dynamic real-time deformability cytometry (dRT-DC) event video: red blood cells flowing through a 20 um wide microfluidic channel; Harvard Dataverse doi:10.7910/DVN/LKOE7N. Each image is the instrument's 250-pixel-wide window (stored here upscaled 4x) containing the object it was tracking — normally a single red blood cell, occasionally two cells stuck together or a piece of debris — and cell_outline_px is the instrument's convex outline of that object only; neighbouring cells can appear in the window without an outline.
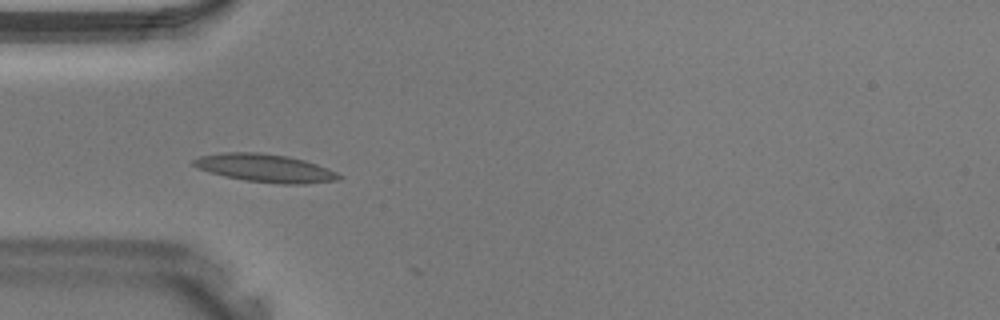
{"species": "Egyptian fruit bat (a non-hibernating species)", "species_latin": "Rousettus aegyptiacus", "temperature_condition": "warm", "stored_images_in_passage": 4, "camera_frame_rate_fps": 3000, "um_per_image_px": 0.085, "animal": {"sex": "male"}, "frame": {"image": 1, "passage_image": 1, "time_ms": 0.0, "image_size_px": [1000, 320], "cell_outline_px": [[344, 176], [336, 180], [304, 184], [280, 184], [244, 180], [224, 176], [200, 168], [192, 164], [192, 160], [200, 156], [224, 152], [260, 152], [288, 156], [304, 160], [328, 168]], "centroid_in_image_um": [22.56, 14.28], "position_along_channel_um": 62.4, "area_um2": 23.64}}
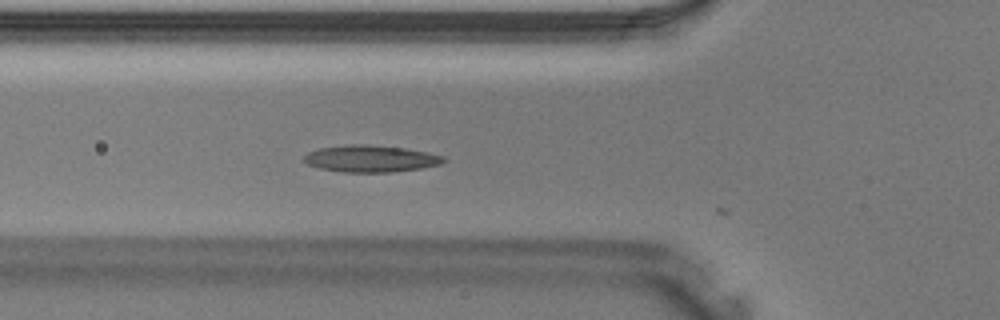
{"frame": {"image": 2, "passage_image": 3, "time_ms": 0.667, "image_size_px": [1000, 320], "cell_outline_px": [[448, 160], [440, 164], [420, 168], [392, 172], [344, 172], [320, 168], [308, 164], [304, 160], [304, 156], [308, 152], [320, 148], [352, 144], [364, 144], [404, 148], [444, 156]], "centroid_in_image_um": [31.51, 13.49], "position_along_channel_um": 94.3, "area_um2": 21.56}}